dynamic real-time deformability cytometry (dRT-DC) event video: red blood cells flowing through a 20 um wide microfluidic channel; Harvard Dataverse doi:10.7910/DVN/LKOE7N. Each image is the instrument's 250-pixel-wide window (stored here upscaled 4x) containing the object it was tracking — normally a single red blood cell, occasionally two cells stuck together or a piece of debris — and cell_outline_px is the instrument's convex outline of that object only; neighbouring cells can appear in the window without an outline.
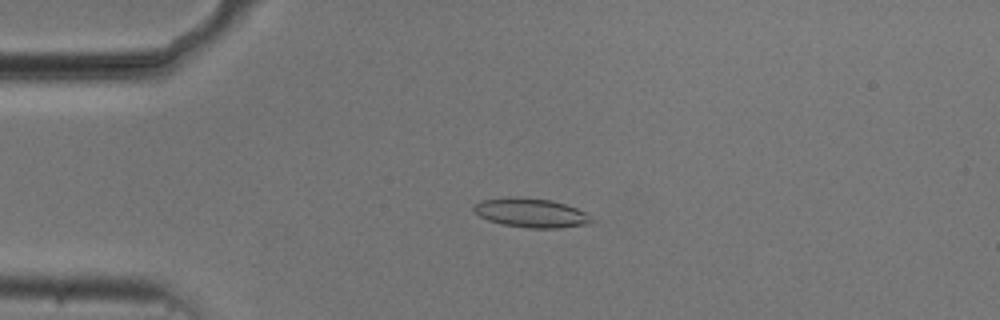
{"species": "common noctule bat (a hibernating species)", "species_latin": "Nyctalus noctula", "temperature_condition": "cold", "stored_images_in_passage": 54, "camera_frame_rate_fps": 3000, "um_per_image_px": 0.085, "animal": {"sex": "male", "body_mass_g": 20.5, "forearm_length_mm": 52.5}, "frame": {"image": 1, "passage_image": 13, "time_ms": 4.0, "image_size_px": [1000, 320], "cell_outline_px": [[596, 220], [592, 224], [560, 228], [528, 228], [504, 224], [488, 220], [472, 212], [472, 208], [480, 200], [512, 196], [524, 196], [552, 200], [576, 208], [584, 212]], "centroid_in_image_um": [45.15, 18.08], "position_along_channel_um": 39.9, "area_um2": 20.35}}
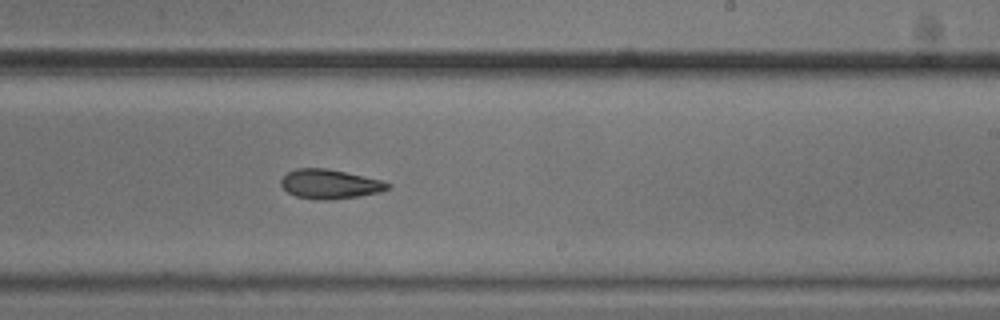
{"frame": {"image": 2, "passage_image": 33, "time_ms": 10.667, "image_size_px": [1000, 320], "cell_outline_px": [[392, 184], [388, 188], [380, 192], [360, 196], [324, 200], [320, 200], [296, 196], [288, 192], [280, 184], [280, 180], [288, 172], [296, 168], [324, 168], [384, 180]], "centroid_in_image_um": [28.05, 15.64], "position_along_channel_um": 261.0, "area_um2": 18.15}}
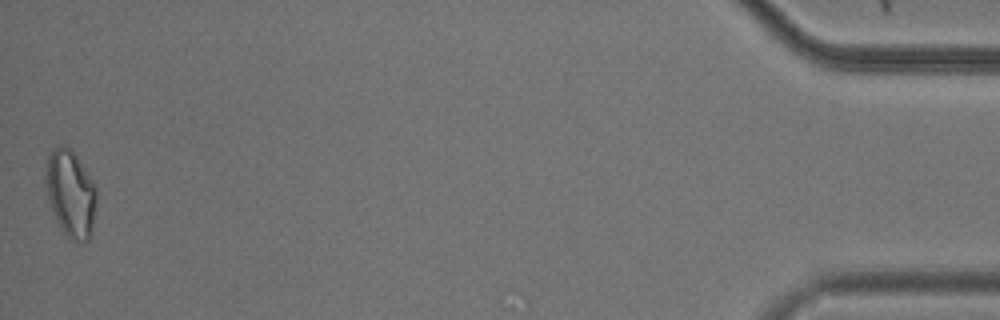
{"frame": {"image": 3, "passage_image": 54, "time_ms": 17.667, "image_size_px": [1000, 320], "cell_outline_px": [[96, 200], [92, 228], [88, 240], [84, 244], [72, 240], [64, 232], [56, 220], [48, 200], [44, 184], [44, 176], [48, 156], [52, 148], [56, 144], [64, 144], [72, 148], [80, 160], [92, 180], [96, 188]], "centroid_in_image_um": [5.97, 16.39], "position_along_channel_um": 429.2, "area_um2": 26.18}, "authors_computed_cell_mechanics": {"area_um2": 19.2185, "velocity_mm_per_s": 3.7331, "shape_relaxation_time_tau1_ms": 5.0712, "shape_relaxation_time_tau2_ms": 10.8333, "deformation_change_tau1": 0.1314, "deformation_change_tau2": 0.2165}}